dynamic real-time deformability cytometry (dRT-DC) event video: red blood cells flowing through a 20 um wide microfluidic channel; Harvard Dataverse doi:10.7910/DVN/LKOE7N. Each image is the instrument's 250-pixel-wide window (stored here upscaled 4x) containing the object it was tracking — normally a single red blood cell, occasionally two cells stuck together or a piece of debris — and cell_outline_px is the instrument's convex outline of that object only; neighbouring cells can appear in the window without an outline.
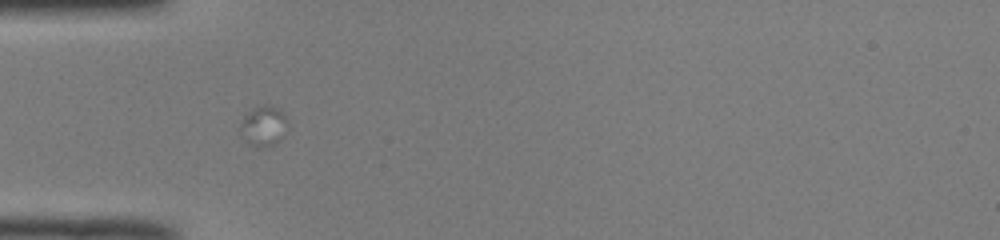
{"species": "common noctule bat (a hibernating species)", "species_latin": "Nyctalus noctula", "temperature_condition": "room temperature", "stored_images_in_passage": 6, "camera_frame_rate_fps": 3000, "um_per_image_px": 0.085, "animal": {"sex": "male", "body_mass_g": 19.0, "forearm_length_mm": 50.8}, "frame": {"image": 1, "passage_image": 1, "time_ms": 0.0, "image_size_px": [1000, 240], "cell_outline_px": [[288, 132], [280, 140], [264, 148], [260, 148], [252, 144], [240, 132], [240, 124], [244, 116], [248, 112], [260, 104], [268, 104], [276, 108], [288, 120]], "centroid_in_image_um": [22.44, 10.7], "position_along_channel_um": 62.6, "area_um2": 11.04}}
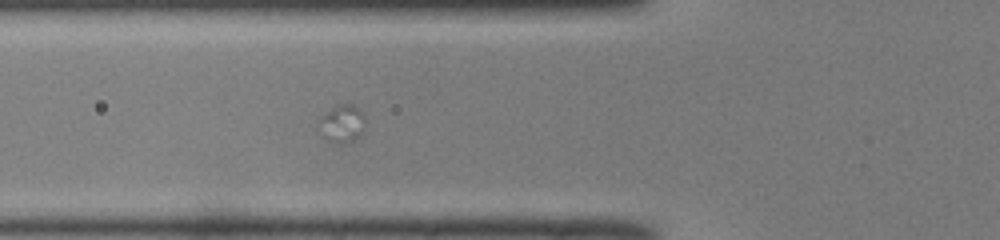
{"frame": {"image": 2, "passage_image": 4, "time_ms": 1.0, "image_size_px": [1000, 240], "cell_outline_px": [[364, 132], [360, 136], [348, 144], [336, 144], [328, 140], [324, 136], [320, 120], [320, 116], [336, 104], [352, 104], [364, 112]], "centroid_in_image_um": [29.14, 10.51], "position_along_channel_um": 96.7, "area_um2": 10.29}}